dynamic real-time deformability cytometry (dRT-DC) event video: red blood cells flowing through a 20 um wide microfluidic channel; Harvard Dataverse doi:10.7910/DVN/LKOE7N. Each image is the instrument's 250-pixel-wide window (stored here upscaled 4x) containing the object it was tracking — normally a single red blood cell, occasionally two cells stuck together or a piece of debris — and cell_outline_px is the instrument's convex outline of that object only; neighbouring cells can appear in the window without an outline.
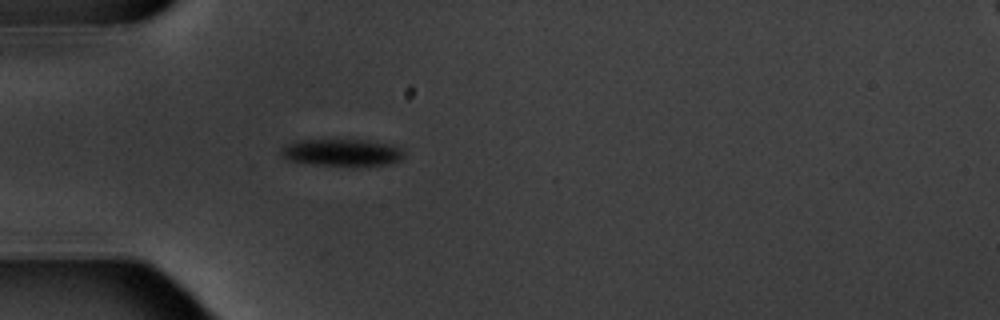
{"species": "common noctule bat (a hibernating species)", "species_latin": "Nyctalus noctula", "temperature_condition": "warm", "stored_images_in_passage": 4, "camera_frame_rate_fps": 3000, "um_per_image_px": 0.085, "animal": {"sex": "male", "body_mass_g": 20.1, "forearm_length_mm": 53.5}, "frame": {"image": 1, "passage_image": 4, "time_ms": 3.667, "image_size_px": [1000, 320], "cell_outline_px": [[404, 156], [400, 160], [392, 164], [352, 168], [312, 164], [288, 160], [280, 152], [280, 148], [296, 140], [368, 140], [388, 144], [400, 148], [404, 152]], "centroid_in_image_um": [29.1, 13.0], "position_along_channel_um": 55.9, "area_um2": 20.0}}